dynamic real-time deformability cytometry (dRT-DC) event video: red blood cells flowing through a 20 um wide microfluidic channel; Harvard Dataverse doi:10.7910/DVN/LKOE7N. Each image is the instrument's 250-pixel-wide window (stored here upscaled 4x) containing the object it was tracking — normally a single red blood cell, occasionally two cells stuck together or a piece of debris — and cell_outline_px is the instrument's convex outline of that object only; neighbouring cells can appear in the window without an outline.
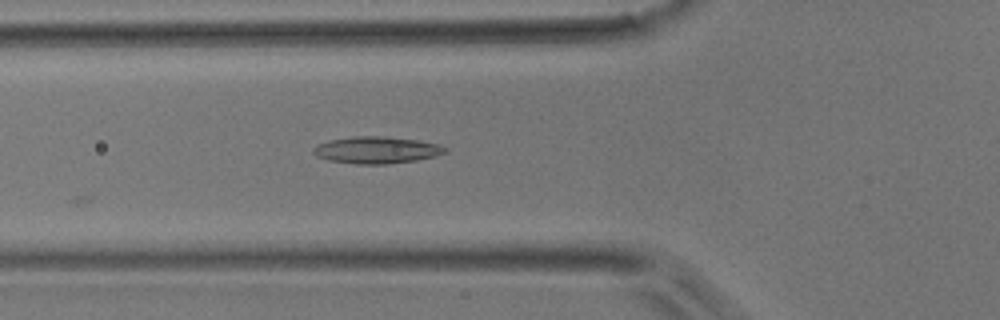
{"species": "common noctule bat (a hibernating species)", "species_latin": "Nyctalus noctula", "temperature_condition": "room temperature", "stored_images_in_passage": 21, "camera_frame_rate_fps": 3000, "um_per_image_px": 0.085, "animal": {"sex": "male", "body_mass_g": 17.9}, "frame": {"image": 1, "passage_image": 3, "time_ms": 0.667, "image_size_px": [1000, 320], "cell_outline_px": [[448, 148], [444, 152], [436, 156], [416, 160], [388, 164], [356, 164], [328, 160], [316, 156], [312, 152], [312, 148], [316, 144], [328, 140], [352, 136], [384, 136], [416, 140], [436, 144]], "centroid_in_image_um": [31.94, 12.75], "position_along_channel_um": 93.9, "area_um2": 20.69}}
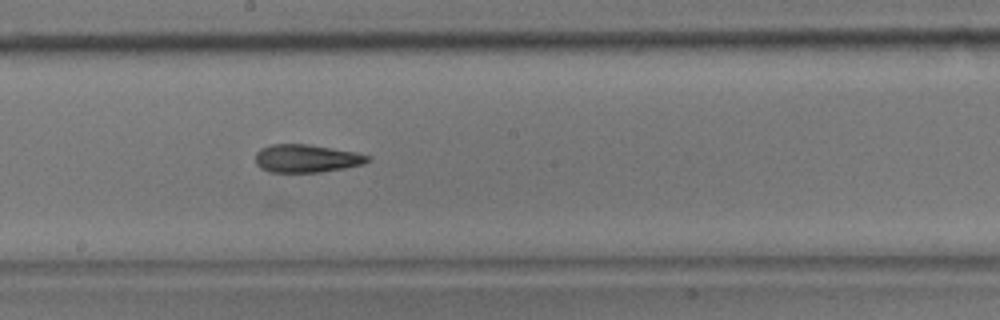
{"frame": {"image": 2, "passage_image": 12, "time_ms": 3.667, "image_size_px": [1000, 320], "cell_outline_px": [[372, 160], [364, 164], [344, 168], [320, 172], [268, 172], [260, 168], [256, 164], [256, 152], [260, 148], [272, 144], [308, 144], [356, 152], [372, 156]], "centroid_in_image_um": [26.07, 13.47], "position_along_channel_um": 222.1, "area_um2": 18.5}}
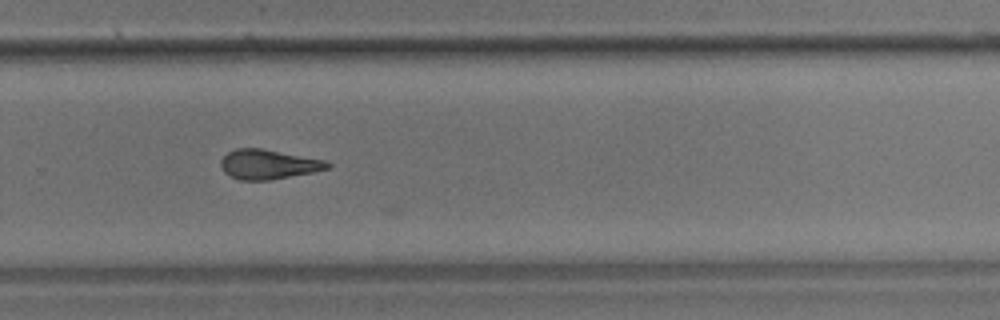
{"frame": {"image": 3, "passage_image": 18, "time_ms": 5.667, "image_size_px": [1000, 320], "cell_outline_px": [[332, 164], [328, 168], [312, 172], [268, 180], [240, 180], [228, 176], [220, 168], [220, 160], [228, 152], [236, 148], [260, 148], [324, 160]], "centroid_in_image_um": [22.74, 13.97], "position_along_channel_um": 307.1, "area_um2": 18.26}}